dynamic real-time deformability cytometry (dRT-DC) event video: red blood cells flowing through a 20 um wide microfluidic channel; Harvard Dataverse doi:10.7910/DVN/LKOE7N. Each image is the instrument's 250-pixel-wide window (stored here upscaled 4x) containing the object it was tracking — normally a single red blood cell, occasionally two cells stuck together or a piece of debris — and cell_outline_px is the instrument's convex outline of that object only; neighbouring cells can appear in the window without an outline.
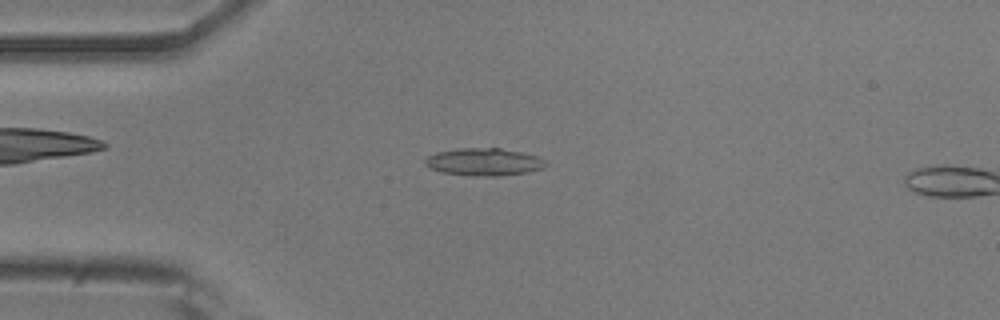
{"species": "common noctule bat (a hibernating species)", "species_latin": "Nyctalus noctula", "temperature_condition": "room temperature", "stored_images_in_passage": 4, "camera_frame_rate_fps": 3000, "um_per_image_px": 0.085, "animal": {"sex": "male", "body_mass_g": 20.5, "forearm_length_mm": 52.5}, "frame": {"image": 1, "passage_image": 2, "time_ms": 0.333, "image_size_px": [1000, 320], "cell_outline_px": [[548, 164], [544, 168], [528, 172], [500, 176], [468, 176], [444, 172], [428, 168], [424, 164], [424, 160], [428, 156], [436, 152], [456, 148], [500, 148], [520, 152], [536, 156], [544, 160]], "centroid_in_image_um": [41.11, 13.77], "position_along_channel_um": 43.9, "area_um2": 19.48}}